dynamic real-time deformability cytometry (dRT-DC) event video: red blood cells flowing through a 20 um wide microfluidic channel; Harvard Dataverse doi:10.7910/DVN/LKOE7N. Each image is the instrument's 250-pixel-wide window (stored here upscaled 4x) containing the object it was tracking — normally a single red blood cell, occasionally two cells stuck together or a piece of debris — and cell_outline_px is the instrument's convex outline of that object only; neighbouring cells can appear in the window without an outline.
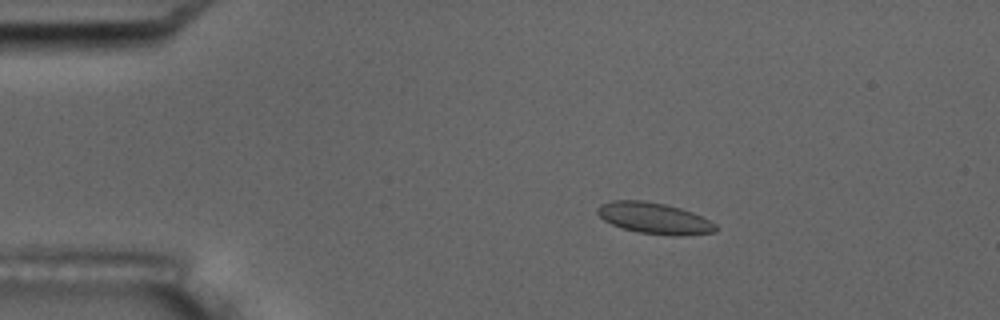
{"species": "common noctule bat (a hibernating species)", "species_latin": "Nyctalus noctula", "temperature_condition": "room temperature", "stored_images_in_passage": 5, "camera_frame_rate_fps": 3000, "um_per_image_px": 0.085, "animal": {"sex": "male", "body_mass_g": 17.5, "forearm_length_mm": 52.3}, "frame": {"image": 1, "passage_image": 3, "time_ms": 2.333, "image_size_px": [1000, 320], "cell_outline_px": [[716, 232], [680, 236], [672, 236], [640, 232], [624, 228], [612, 224], [604, 220], [596, 212], [596, 208], [600, 204], [612, 200], [644, 200], [664, 204], [680, 208], [692, 212], [716, 224]], "centroid_in_image_um": [55.6, 18.54], "position_along_channel_um": 29.4, "area_um2": 21.39}}